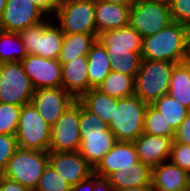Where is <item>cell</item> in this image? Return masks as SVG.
Masks as SVG:
<instances>
[{"instance_id": "cell-20", "label": "cell", "mask_w": 190, "mask_h": 191, "mask_svg": "<svg viewBox=\"0 0 190 191\" xmlns=\"http://www.w3.org/2000/svg\"><path fill=\"white\" fill-rule=\"evenodd\" d=\"M130 7L107 1L95 0V22L97 34L128 25Z\"/></svg>"}, {"instance_id": "cell-10", "label": "cell", "mask_w": 190, "mask_h": 191, "mask_svg": "<svg viewBox=\"0 0 190 191\" xmlns=\"http://www.w3.org/2000/svg\"><path fill=\"white\" fill-rule=\"evenodd\" d=\"M34 92L21 62L0 63V102L22 106L31 102Z\"/></svg>"}, {"instance_id": "cell-40", "label": "cell", "mask_w": 190, "mask_h": 191, "mask_svg": "<svg viewBox=\"0 0 190 191\" xmlns=\"http://www.w3.org/2000/svg\"><path fill=\"white\" fill-rule=\"evenodd\" d=\"M94 191H115L107 178L94 174Z\"/></svg>"}, {"instance_id": "cell-5", "label": "cell", "mask_w": 190, "mask_h": 191, "mask_svg": "<svg viewBox=\"0 0 190 191\" xmlns=\"http://www.w3.org/2000/svg\"><path fill=\"white\" fill-rule=\"evenodd\" d=\"M52 18L64 34H97L95 0H60Z\"/></svg>"}, {"instance_id": "cell-44", "label": "cell", "mask_w": 190, "mask_h": 191, "mask_svg": "<svg viewBox=\"0 0 190 191\" xmlns=\"http://www.w3.org/2000/svg\"><path fill=\"white\" fill-rule=\"evenodd\" d=\"M6 1L7 0H0V18L3 14L4 9H5Z\"/></svg>"}, {"instance_id": "cell-47", "label": "cell", "mask_w": 190, "mask_h": 191, "mask_svg": "<svg viewBox=\"0 0 190 191\" xmlns=\"http://www.w3.org/2000/svg\"><path fill=\"white\" fill-rule=\"evenodd\" d=\"M186 191H190V172L188 173V181Z\"/></svg>"}, {"instance_id": "cell-7", "label": "cell", "mask_w": 190, "mask_h": 191, "mask_svg": "<svg viewBox=\"0 0 190 191\" xmlns=\"http://www.w3.org/2000/svg\"><path fill=\"white\" fill-rule=\"evenodd\" d=\"M47 165L48 152L18 148L1 175L34 191Z\"/></svg>"}, {"instance_id": "cell-38", "label": "cell", "mask_w": 190, "mask_h": 191, "mask_svg": "<svg viewBox=\"0 0 190 191\" xmlns=\"http://www.w3.org/2000/svg\"><path fill=\"white\" fill-rule=\"evenodd\" d=\"M0 191H29L16 181L8 179L0 174Z\"/></svg>"}, {"instance_id": "cell-37", "label": "cell", "mask_w": 190, "mask_h": 191, "mask_svg": "<svg viewBox=\"0 0 190 191\" xmlns=\"http://www.w3.org/2000/svg\"><path fill=\"white\" fill-rule=\"evenodd\" d=\"M173 141L175 143L190 145V112L175 131Z\"/></svg>"}, {"instance_id": "cell-34", "label": "cell", "mask_w": 190, "mask_h": 191, "mask_svg": "<svg viewBox=\"0 0 190 191\" xmlns=\"http://www.w3.org/2000/svg\"><path fill=\"white\" fill-rule=\"evenodd\" d=\"M18 148L15 135L0 134V174L5 170L8 161Z\"/></svg>"}, {"instance_id": "cell-12", "label": "cell", "mask_w": 190, "mask_h": 191, "mask_svg": "<svg viewBox=\"0 0 190 191\" xmlns=\"http://www.w3.org/2000/svg\"><path fill=\"white\" fill-rule=\"evenodd\" d=\"M49 16L31 0H7L0 18V30L20 32Z\"/></svg>"}, {"instance_id": "cell-26", "label": "cell", "mask_w": 190, "mask_h": 191, "mask_svg": "<svg viewBox=\"0 0 190 191\" xmlns=\"http://www.w3.org/2000/svg\"><path fill=\"white\" fill-rule=\"evenodd\" d=\"M98 40V34L73 33L65 34L62 50L58 58L62 64L80 56H87L91 47Z\"/></svg>"}, {"instance_id": "cell-35", "label": "cell", "mask_w": 190, "mask_h": 191, "mask_svg": "<svg viewBox=\"0 0 190 191\" xmlns=\"http://www.w3.org/2000/svg\"><path fill=\"white\" fill-rule=\"evenodd\" d=\"M169 161L190 172V145L172 142Z\"/></svg>"}, {"instance_id": "cell-16", "label": "cell", "mask_w": 190, "mask_h": 191, "mask_svg": "<svg viewBox=\"0 0 190 191\" xmlns=\"http://www.w3.org/2000/svg\"><path fill=\"white\" fill-rule=\"evenodd\" d=\"M137 162L139 159L134 143L117 141L93 169V173L99 177L107 178L111 173L125 171Z\"/></svg>"}, {"instance_id": "cell-19", "label": "cell", "mask_w": 190, "mask_h": 191, "mask_svg": "<svg viewBox=\"0 0 190 191\" xmlns=\"http://www.w3.org/2000/svg\"><path fill=\"white\" fill-rule=\"evenodd\" d=\"M87 56H80L62 64V87L78 100L89 90Z\"/></svg>"}, {"instance_id": "cell-30", "label": "cell", "mask_w": 190, "mask_h": 191, "mask_svg": "<svg viewBox=\"0 0 190 191\" xmlns=\"http://www.w3.org/2000/svg\"><path fill=\"white\" fill-rule=\"evenodd\" d=\"M143 133L174 139L175 131L152 105L146 106Z\"/></svg>"}, {"instance_id": "cell-39", "label": "cell", "mask_w": 190, "mask_h": 191, "mask_svg": "<svg viewBox=\"0 0 190 191\" xmlns=\"http://www.w3.org/2000/svg\"><path fill=\"white\" fill-rule=\"evenodd\" d=\"M39 6L49 17L53 16L56 5L60 0H31Z\"/></svg>"}, {"instance_id": "cell-22", "label": "cell", "mask_w": 190, "mask_h": 191, "mask_svg": "<svg viewBox=\"0 0 190 191\" xmlns=\"http://www.w3.org/2000/svg\"><path fill=\"white\" fill-rule=\"evenodd\" d=\"M152 169L141 161L132 164L125 171H115L107 179L115 190L129 187H150Z\"/></svg>"}, {"instance_id": "cell-14", "label": "cell", "mask_w": 190, "mask_h": 191, "mask_svg": "<svg viewBox=\"0 0 190 191\" xmlns=\"http://www.w3.org/2000/svg\"><path fill=\"white\" fill-rule=\"evenodd\" d=\"M75 101L63 87L37 89L31 98L32 105L51 127Z\"/></svg>"}, {"instance_id": "cell-2", "label": "cell", "mask_w": 190, "mask_h": 191, "mask_svg": "<svg viewBox=\"0 0 190 191\" xmlns=\"http://www.w3.org/2000/svg\"><path fill=\"white\" fill-rule=\"evenodd\" d=\"M80 155L94 169L117 142L108 125L79 102Z\"/></svg>"}, {"instance_id": "cell-33", "label": "cell", "mask_w": 190, "mask_h": 191, "mask_svg": "<svg viewBox=\"0 0 190 191\" xmlns=\"http://www.w3.org/2000/svg\"><path fill=\"white\" fill-rule=\"evenodd\" d=\"M21 106L0 102V134L16 135Z\"/></svg>"}, {"instance_id": "cell-28", "label": "cell", "mask_w": 190, "mask_h": 191, "mask_svg": "<svg viewBox=\"0 0 190 191\" xmlns=\"http://www.w3.org/2000/svg\"><path fill=\"white\" fill-rule=\"evenodd\" d=\"M27 55L18 32L0 30V63L21 62Z\"/></svg>"}, {"instance_id": "cell-13", "label": "cell", "mask_w": 190, "mask_h": 191, "mask_svg": "<svg viewBox=\"0 0 190 191\" xmlns=\"http://www.w3.org/2000/svg\"><path fill=\"white\" fill-rule=\"evenodd\" d=\"M21 64L35 90L62 87V65L58 59L29 54Z\"/></svg>"}, {"instance_id": "cell-42", "label": "cell", "mask_w": 190, "mask_h": 191, "mask_svg": "<svg viewBox=\"0 0 190 191\" xmlns=\"http://www.w3.org/2000/svg\"><path fill=\"white\" fill-rule=\"evenodd\" d=\"M101 1H107L131 8L136 3L137 0H101Z\"/></svg>"}, {"instance_id": "cell-9", "label": "cell", "mask_w": 190, "mask_h": 191, "mask_svg": "<svg viewBox=\"0 0 190 191\" xmlns=\"http://www.w3.org/2000/svg\"><path fill=\"white\" fill-rule=\"evenodd\" d=\"M173 22L170 7L149 0H137L130 8L128 25L138 32L142 39L163 30Z\"/></svg>"}, {"instance_id": "cell-31", "label": "cell", "mask_w": 190, "mask_h": 191, "mask_svg": "<svg viewBox=\"0 0 190 191\" xmlns=\"http://www.w3.org/2000/svg\"><path fill=\"white\" fill-rule=\"evenodd\" d=\"M110 56L111 71L131 75L134 78L139 70L142 57L141 53L129 52L128 54H108Z\"/></svg>"}, {"instance_id": "cell-29", "label": "cell", "mask_w": 190, "mask_h": 191, "mask_svg": "<svg viewBox=\"0 0 190 191\" xmlns=\"http://www.w3.org/2000/svg\"><path fill=\"white\" fill-rule=\"evenodd\" d=\"M151 105L162 114L163 118L171 125L174 131L178 129L187 114L190 112L188 108L181 105L168 94L161 96Z\"/></svg>"}, {"instance_id": "cell-8", "label": "cell", "mask_w": 190, "mask_h": 191, "mask_svg": "<svg viewBox=\"0 0 190 191\" xmlns=\"http://www.w3.org/2000/svg\"><path fill=\"white\" fill-rule=\"evenodd\" d=\"M15 136L19 148L49 151L51 126L41 117L31 102L21 106Z\"/></svg>"}, {"instance_id": "cell-21", "label": "cell", "mask_w": 190, "mask_h": 191, "mask_svg": "<svg viewBox=\"0 0 190 191\" xmlns=\"http://www.w3.org/2000/svg\"><path fill=\"white\" fill-rule=\"evenodd\" d=\"M188 172L169 160L152 168L151 183L168 191H186Z\"/></svg>"}, {"instance_id": "cell-41", "label": "cell", "mask_w": 190, "mask_h": 191, "mask_svg": "<svg viewBox=\"0 0 190 191\" xmlns=\"http://www.w3.org/2000/svg\"><path fill=\"white\" fill-rule=\"evenodd\" d=\"M72 191H94V173L72 187Z\"/></svg>"}, {"instance_id": "cell-43", "label": "cell", "mask_w": 190, "mask_h": 191, "mask_svg": "<svg viewBox=\"0 0 190 191\" xmlns=\"http://www.w3.org/2000/svg\"><path fill=\"white\" fill-rule=\"evenodd\" d=\"M115 191H149V187H129V188H124V189H119Z\"/></svg>"}, {"instance_id": "cell-6", "label": "cell", "mask_w": 190, "mask_h": 191, "mask_svg": "<svg viewBox=\"0 0 190 191\" xmlns=\"http://www.w3.org/2000/svg\"><path fill=\"white\" fill-rule=\"evenodd\" d=\"M18 33L28 55L34 54L49 59L59 58L65 34L52 17Z\"/></svg>"}, {"instance_id": "cell-46", "label": "cell", "mask_w": 190, "mask_h": 191, "mask_svg": "<svg viewBox=\"0 0 190 191\" xmlns=\"http://www.w3.org/2000/svg\"><path fill=\"white\" fill-rule=\"evenodd\" d=\"M149 1H152V2H156V3H162V4H166V5H170L171 3V0H149Z\"/></svg>"}, {"instance_id": "cell-45", "label": "cell", "mask_w": 190, "mask_h": 191, "mask_svg": "<svg viewBox=\"0 0 190 191\" xmlns=\"http://www.w3.org/2000/svg\"><path fill=\"white\" fill-rule=\"evenodd\" d=\"M149 191H168L165 189H162L160 187L154 186L152 183L150 184Z\"/></svg>"}, {"instance_id": "cell-18", "label": "cell", "mask_w": 190, "mask_h": 191, "mask_svg": "<svg viewBox=\"0 0 190 191\" xmlns=\"http://www.w3.org/2000/svg\"><path fill=\"white\" fill-rule=\"evenodd\" d=\"M98 41L105 47L107 54L141 53L142 37L129 25L98 35Z\"/></svg>"}, {"instance_id": "cell-4", "label": "cell", "mask_w": 190, "mask_h": 191, "mask_svg": "<svg viewBox=\"0 0 190 191\" xmlns=\"http://www.w3.org/2000/svg\"><path fill=\"white\" fill-rule=\"evenodd\" d=\"M147 104L137 95L118 98L108 127L119 142H134L142 133Z\"/></svg>"}, {"instance_id": "cell-25", "label": "cell", "mask_w": 190, "mask_h": 191, "mask_svg": "<svg viewBox=\"0 0 190 191\" xmlns=\"http://www.w3.org/2000/svg\"><path fill=\"white\" fill-rule=\"evenodd\" d=\"M167 94L190 110V59L174 64Z\"/></svg>"}, {"instance_id": "cell-1", "label": "cell", "mask_w": 190, "mask_h": 191, "mask_svg": "<svg viewBox=\"0 0 190 191\" xmlns=\"http://www.w3.org/2000/svg\"><path fill=\"white\" fill-rule=\"evenodd\" d=\"M141 57L175 64L189 60V27L173 21L158 33L143 38Z\"/></svg>"}, {"instance_id": "cell-23", "label": "cell", "mask_w": 190, "mask_h": 191, "mask_svg": "<svg viewBox=\"0 0 190 191\" xmlns=\"http://www.w3.org/2000/svg\"><path fill=\"white\" fill-rule=\"evenodd\" d=\"M89 90L97 88L111 72L110 56L105 47L97 40L87 54Z\"/></svg>"}, {"instance_id": "cell-17", "label": "cell", "mask_w": 190, "mask_h": 191, "mask_svg": "<svg viewBox=\"0 0 190 191\" xmlns=\"http://www.w3.org/2000/svg\"><path fill=\"white\" fill-rule=\"evenodd\" d=\"M172 142L168 137L142 133L133 143L139 161L152 169L169 160Z\"/></svg>"}, {"instance_id": "cell-36", "label": "cell", "mask_w": 190, "mask_h": 191, "mask_svg": "<svg viewBox=\"0 0 190 191\" xmlns=\"http://www.w3.org/2000/svg\"><path fill=\"white\" fill-rule=\"evenodd\" d=\"M169 7L172 20L190 28V0H171Z\"/></svg>"}, {"instance_id": "cell-11", "label": "cell", "mask_w": 190, "mask_h": 191, "mask_svg": "<svg viewBox=\"0 0 190 191\" xmlns=\"http://www.w3.org/2000/svg\"><path fill=\"white\" fill-rule=\"evenodd\" d=\"M80 144L79 101L76 100L51 127L48 152H75Z\"/></svg>"}, {"instance_id": "cell-15", "label": "cell", "mask_w": 190, "mask_h": 191, "mask_svg": "<svg viewBox=\"0 0 190 191\" xmlns=\"http://www.w3.org/2000/svg\"><path fill=\"white\" fill-rule=\"evenodd\" d=\"M48 163L72 187L93 174V168L75 152H48Z\"/></svg>"}, {"instance_id": "cell-3", "label": "cell", "mask_w": 190, "mask_h": 191, "mask_svg": "<svg viewBox=\"0 0 190 191\" xmlns=\"http://www.w3.org/2000/svg\"><path fill=\"white\" fill-rule=\"evenodd\" d=\"M174 64L161 60L142 59L135 77V95L147 105L166 95Z\"/></svg>"}, {"instance_id": "cell-48", "label": "cell", "mask_w": 190, "mask_h": 191, "mask_svg": "<svg viewBox=\"0 0 190 191\" xmlns=\"http://www.w3.org/2000/svg\"><path fill=\"white\" fill-rule=\"evenodd\" d=\"M189 46H190V28H189Z\"/></svg>"}, {"instance_id": "cell-32", "label": "cell", "mask_w": 190, "mask_h": 191, "mask_svg": "<svg viewBox=\"0 0 190 191\" xmlns=\"http://www.w3.org/2000/svg\"><path fill=\"white\" fill-rule=\"evenodd\" d=\"M34 191H72V186L48 163Z\"/></svg>"}, {"instance_id": "cell-27", "label": "cell", "mask_w": 190, "mask_h": 191, "mask_svg": "<svg viewBox=\"0 0 190 191\" xmlns=\"http://www.w3.org/2000/svg\"><path fill=\"white\" fill-rule=\"evenodd\" d=\"M96 89L115 98L129 97L135 94V78L111 71Z\"/></svg>"}, {"instance_id": "cell-24", "label": "cell", "mask_w": 190, "mask_h": 191, "mask_svg": "<svg viewBox=\"0 0 190 191\" xmlns=\"http://www.w3.org/2000/svg\"><path fill=\"white\" fill-rule=\"evenodd\" d=\"M78 101L88 111L94 113L109 125L113 118L114 106H117L118 98L102 93L96 88H91Z\"/></svg>"}]
</instances>
